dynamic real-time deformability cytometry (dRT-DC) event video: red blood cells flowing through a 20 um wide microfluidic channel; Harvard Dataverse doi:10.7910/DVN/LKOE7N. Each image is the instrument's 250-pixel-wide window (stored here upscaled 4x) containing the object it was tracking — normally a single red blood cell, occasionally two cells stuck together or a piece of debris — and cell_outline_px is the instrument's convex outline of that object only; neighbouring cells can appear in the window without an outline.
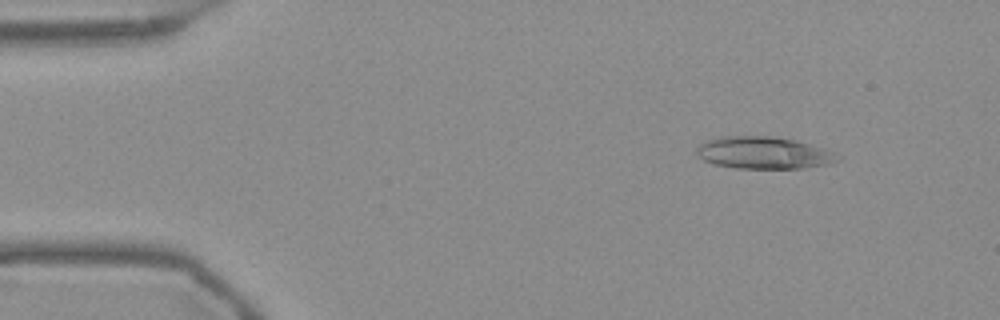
{"species": "Egyptian fruit bat (a non-hibernating species)", "species_latin": "Rousettus aegyptiacus", "temperature_condition": "warm", "stored_images_in_passage": 54, "camera_frame_rate_fps": 3000, "um_per_image_px": 0.085, "frame": {"image": 1, "passage_image": 7, "time_ms": 2.0, "image_size_px": [1000, 320], "cell_outline_px": [[840, 160], [832, 164], [804, 168], [736, 168], [716, 164], [704, 160], [696, 156], [696, 148], [704, 140], [720, 136], [768, 136], [796, 140], [824, 148]], "centroid_in_image_um": [64.86, 12.98], "position_along_channel_um": 20.1, "area_um2": 26.36}}
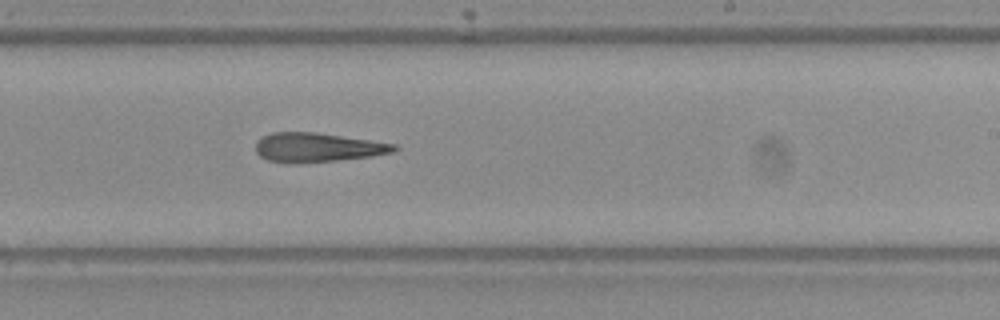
{"frame": {"image": 2, "passage_image": 33, "time_ms": 10.667, "image_size_px": [1000, 320], "cell_outline_px": [[400, 148], [396, 152], [372, 156], [336, 160], [292, 164], [268, 160], [260, 156], [256, 152], [256, 140], [272, 132], [316, 132], [396, 144]], "centroid_in_image_um": [26.99, 12.53], "position_along_channel_um": 262.0, "area_um2": 23.64}}
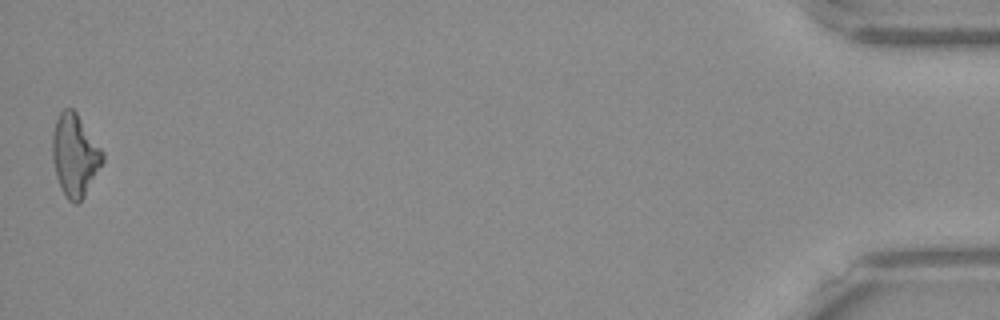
{"frame": {"image": 3, "passage_image": 54, "time_ms": 17.667, "image_size_px": [1000, 320], "cell_outline_px": [[104, 160], [84, 196], [76, 204], [68, 200], [56, 176], [52, 160], [52, 136], [56, 120], [60, 112], [64, 108], [72, 108], [76, 112], [104, 152]], "centroid_in_image_um": [6.36, 13.17], "position_along_channel_um": 428.8, "area_um2": 23.76}}